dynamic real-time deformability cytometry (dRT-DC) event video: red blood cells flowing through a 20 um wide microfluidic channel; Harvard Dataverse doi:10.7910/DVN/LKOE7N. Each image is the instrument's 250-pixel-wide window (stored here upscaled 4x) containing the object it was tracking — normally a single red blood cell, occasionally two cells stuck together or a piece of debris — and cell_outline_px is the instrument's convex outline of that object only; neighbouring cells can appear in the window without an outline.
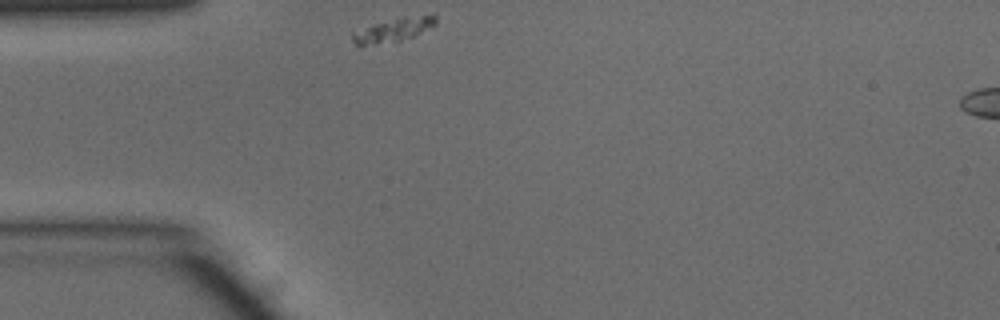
{"species": "common noctule bat (a hibernating species)", "species_latin": "Nyctalus noctula", "temperature_condition": "warm", "stored_images_in_passage": 28, "camera_frame_rate_fps": 3000, "um_per_image_px": 0.085, "animal": {"sex": "male", "body_mass_g": 15.6}, "frame": {"image": 1, "passage_image": 1, "time_ms": 0.0, "image_size_px": [1000, 320], "cell_outline_px": [[436, 24], [412, 36], [400, 40], [376, 44], [356, 44], [352, 40], [352, 32], [372, 24], [404, 16], [436, 12]], "centroid_in_image_um": [33.5, 2.48], "position_along_channel_um": 51.5, "area_um2": 11.44}}
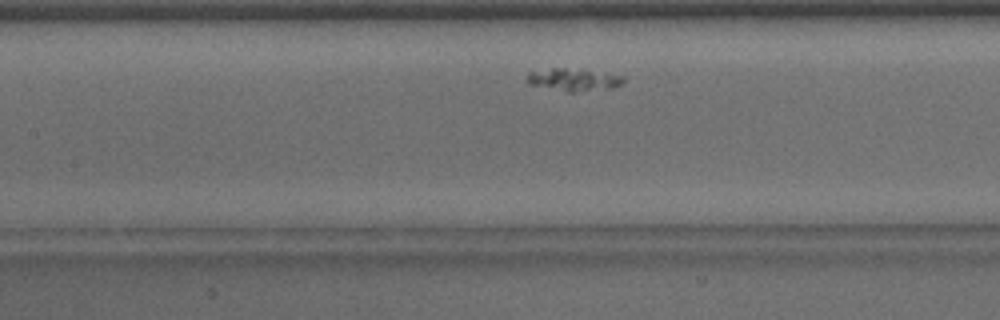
{"frame": {"image": 2, "passage_image": 10, "time_ms": 3.0, "image_size_px": [1000, 320], "cell_outline_px": [[624, 84], [612, 88], [572, 92], [568, 92], [528, 84], [528, 72], [552, 68], [564, 68], [624, 76]], "centroid_in_image_um": [48.75, 6.79], "position_along_channel_um": 158.6, "area_um2": 12.31}}
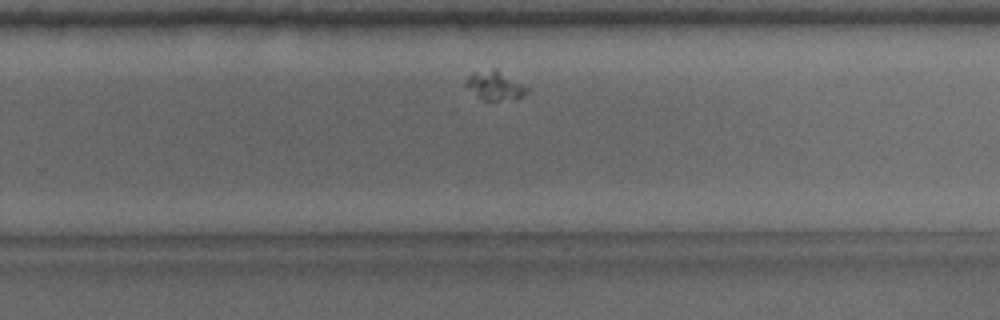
{"frame": {"image": 3, "passage_image": 20, "time_ms": 6.333, "image_size_px": [1000, 320], "cell_outline_px": [[532, 88], [528, 92], [516, 100], [484, 100], [476, 96], [464, 84], [464, 80], [472, 72], [492, 68], [496, 68]], "centroid_in_image_um": [42.11, 7.26], "position_along_channel_um": 287.7, "area_um2": 10.75}}